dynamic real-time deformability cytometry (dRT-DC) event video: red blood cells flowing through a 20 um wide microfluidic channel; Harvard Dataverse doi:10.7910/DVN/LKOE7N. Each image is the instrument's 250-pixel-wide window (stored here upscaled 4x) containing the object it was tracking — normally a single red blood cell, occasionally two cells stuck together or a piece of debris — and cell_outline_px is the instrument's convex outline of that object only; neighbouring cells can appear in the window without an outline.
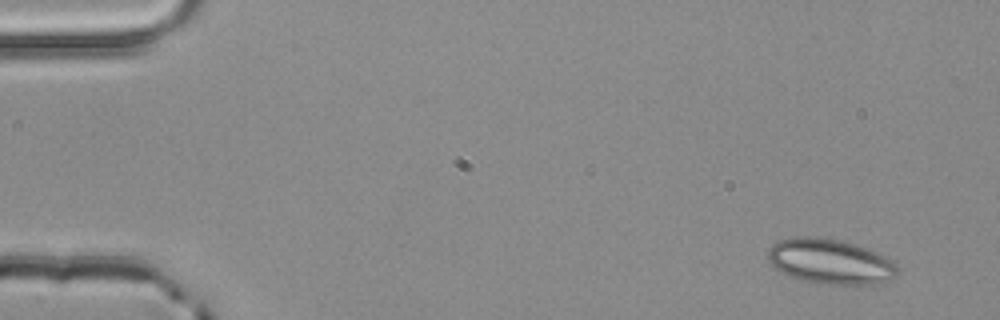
{"species": "common noctule bat (a hibernating species)", "species_latin": "Nyctalus noctula", "temperature_condition": "room temperature", "stored_images_in_passage": 4, "camera_frame_rate_fps": 3000, "um_per_image_px": 0.085, "animal": {"sex": "male", "body_mass_g": 20.4}, "frame": {"image": 1, "passage_image": 1, "time_ms": 0.0, "image_size_px": [1000, 320], "cell_outline_px": [[900, 268], [896, 276], [892, 280], [872, 284], [828, 284], [800, 280], [772, 268], [768, 260], [768, 248], [776, 240], [796, 236], [820, 236], [840, 240], [868, 248], [892, 260]], "centroid_in_image_um": [70.55, 22.21], "position_along_channel_um": 14.4, "area_um2": 34.56}}